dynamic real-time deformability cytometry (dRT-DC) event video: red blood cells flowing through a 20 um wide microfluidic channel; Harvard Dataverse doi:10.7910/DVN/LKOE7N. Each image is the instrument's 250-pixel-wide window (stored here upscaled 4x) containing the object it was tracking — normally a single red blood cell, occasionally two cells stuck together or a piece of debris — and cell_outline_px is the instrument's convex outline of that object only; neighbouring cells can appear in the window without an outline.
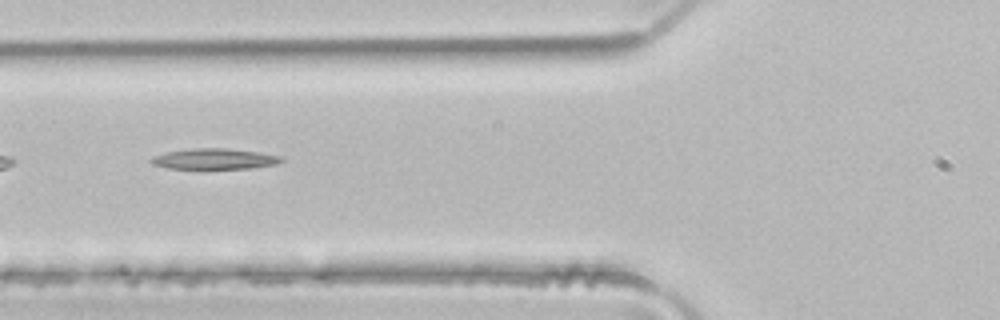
{"species": "common noctule bat (a hibernating species)", "species_latin": "Nyctalus noctula", "temperature_condition": "room temperature", "stored_images_in_passage": 5, "camera_frame_rate_fps": 3000, "um_per_image_px": 0.085, "animal": {"sex": "male", "body_mass_g": 21.5, "forearm_length_mm": 52.0}, "frame": {"image": 1, "passage_image": 4, "time_ms": 1.0, "image_size_px": [1000, 320], "cell_outline_px": [[284, 160], [276, 164], [248, 168], [168, 168], [152, 164], [148, 160], [152, 156], [168, 152], [192, 148], [224, 148], [256, 152], [284, 156]], "centroid_in_image_um": [18.22, 13.5], "position_along_channel_um": 107.6, "area_um2": 15.49}}
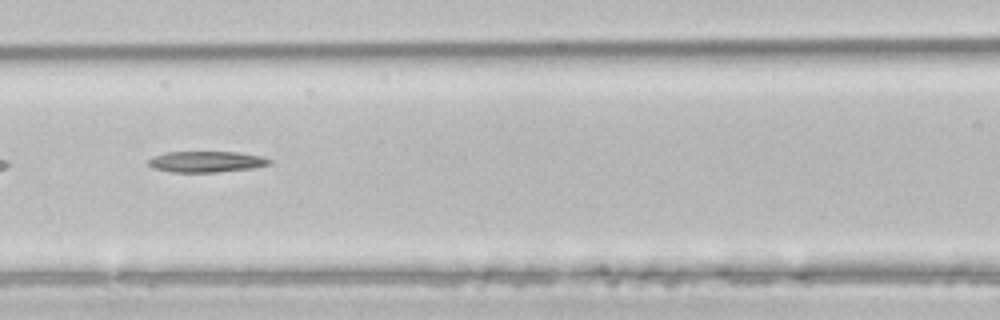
{"frame": {"image": 2, "passage_image": 5, "time_ms": 1.333, "image_size_px": [1000, 320], "cell_outline_px": [[276, 160], [272, 164], [252, 168], [216, 172], [172, 172], [152, 168], [148, 164], [148, 160], [152, 156], [168, 152], [236, 152], [260, 156]], "centroid_in_image_um": [17.56, 13.74], "position_along_channel_um": 149.0, "area_um2": 14.91}}